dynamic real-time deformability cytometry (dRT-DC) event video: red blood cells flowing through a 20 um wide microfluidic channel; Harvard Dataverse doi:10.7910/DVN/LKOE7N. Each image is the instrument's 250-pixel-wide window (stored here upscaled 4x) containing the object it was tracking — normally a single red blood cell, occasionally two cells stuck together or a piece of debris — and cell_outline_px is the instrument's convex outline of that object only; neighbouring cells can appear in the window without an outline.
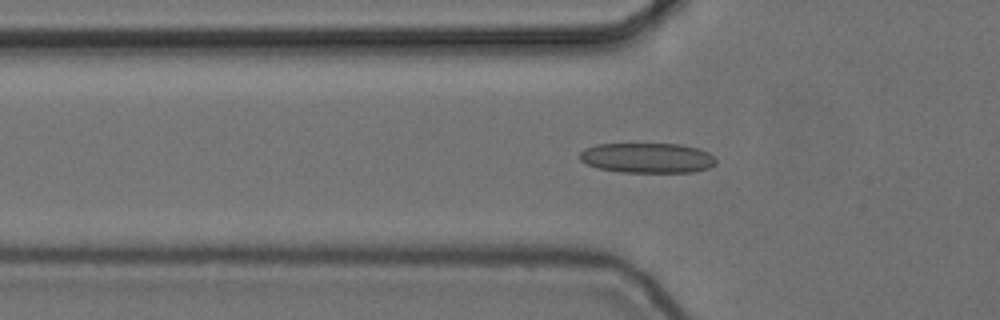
{"species": "common noctule bat (a hibernating species)", "species_latin": "Nyctalus noctula", "temperature_condition": "cold", "stored_images_in_passage": 39, "camera_frame_rate_fps": 3000, "um_per_image_px": 0.085, "animal": {"sex": "female", "body_mass_g": 24.6, "forearm_length_mm": 56.2}, "frame": {"image": 1, "passage_image": 2, "time_ms": 0.333, "image_size_px": [1000, 320], "cell_outline_px": [[716, 164], [708, 168], [696, 172], [620, 172], [600, 168], [588, 164], [580, 160], [580, 152], [584, 148], [596, 144], [680, 144], [700, 148], [708, 152], [716, 160]], "centroid_in_image_um": [55.04, 13.42], "position_along_channel_um": 70.8, "area_um2": 23.93}}
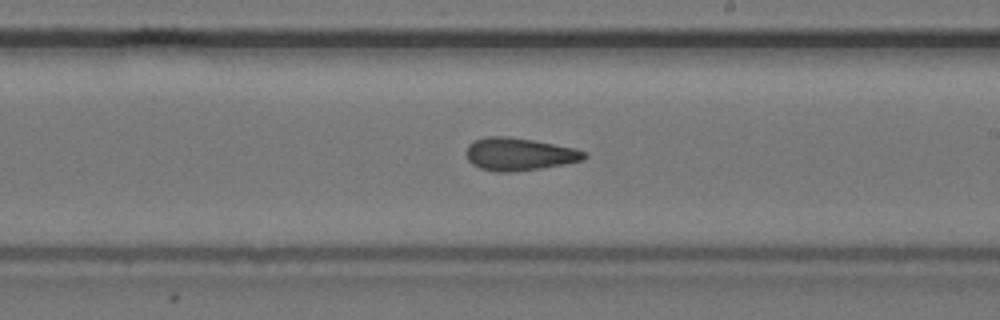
{"frame": {"image": 2, "passage_image": 16, "time_ms": 5.0, "image_size_px": [1000, 320], "cell_outline_px": [[588, 156], [584, 160], [564, 164], [540, 168], [512, 172], [496, 172], [480, 168], [472, 164], [468, 160], [464, 152], [468, 144], [476, 140], [488, 136], [508, 136], [532, 140], [576, 148], [588, 152]], "centroid_in_image_um": [44.13, 13.1], "position_along_channel_um": 244.9, "area_um2": 22.66}}
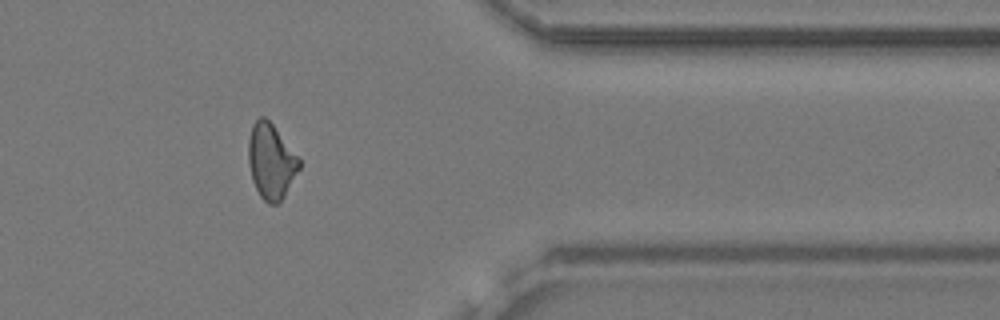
{"frame": {"image": 3, "passage_image": 29, "time_ms": 9.333, "image_size_px": [1000, 320], "cell_outline_px": [[300, 168], [284, 196], [276, 204], [268, 204], [260, 196], [252, 180], [248, 164], [248, 140], [252, 124], [260, 116], [264, 116], [272, 124], [300, 160]], "centroid_in_image_um": [23.01, 13.72], "position_along_channel_um": 388.4, "area_um2": 22.02}, "authors_computed_cell_mechanics": {"area_um2": 22.0218, "velocity_mm_per_s": 3.7143, "shape_relaxation_time_tau1_ms": null, "shape_relaxation_time_tau2_ms": 5.5309, "deformation_change_tau1": null, "deformation_change_tau2": 0.1391}}